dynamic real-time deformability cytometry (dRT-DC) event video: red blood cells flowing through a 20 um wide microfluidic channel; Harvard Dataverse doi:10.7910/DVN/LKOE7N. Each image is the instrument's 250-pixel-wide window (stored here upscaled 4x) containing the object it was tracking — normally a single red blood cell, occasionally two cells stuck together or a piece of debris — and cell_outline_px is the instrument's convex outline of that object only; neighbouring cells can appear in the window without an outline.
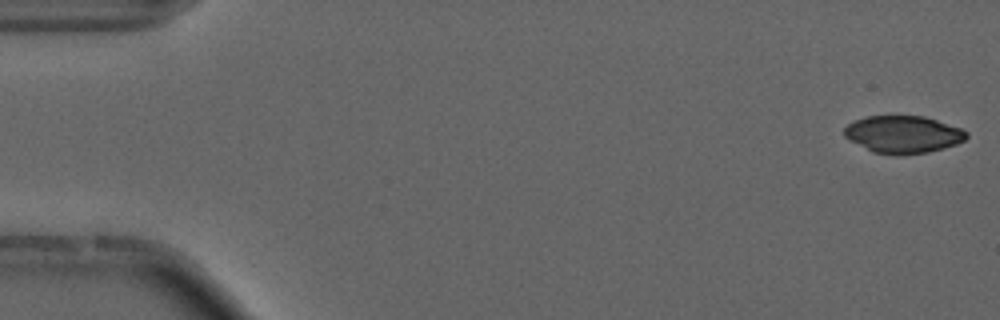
{"species": "common noctule bat (a hibernating species)", "species_latin": "Nyctalus noctula", "temperature_condition": "cold", "stored_images_in_passage": 54, "camera_frame_rate_fps": 3000, "um_per_image_px": 0.085, "animal": {"sex": "male", "forearm_length_mm": 52.5}, "frame": {"image": 1, "passage_image": 1, "time_ms": 0.0, "image_size_px": [1000, 320], "cell_outline_px": [[968, 136], [964, 140], [956, 144], [944, 148], [928, 152], [900, 156], [872, 152], [844, 136], [844, 128], [848, 124], [856, 120], [868, 116], [924, 116], [960, 128], [968, 132]], "centroid_in_image_um": [76.77, 11.44], "position_along_channel_um": 8.2, "area_um2": 26.53}}
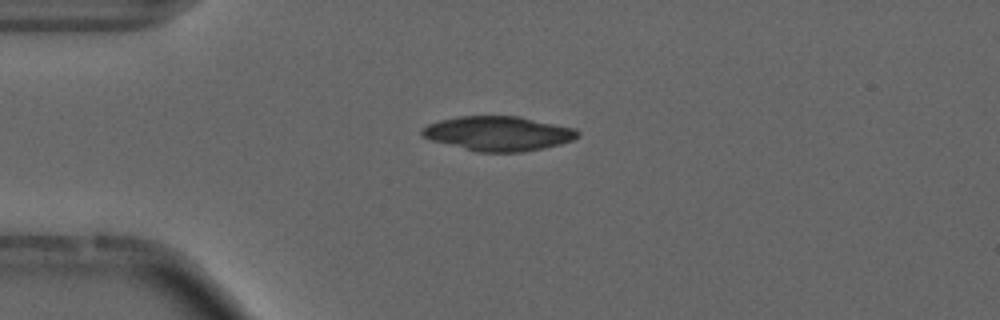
{"frame": {"image": 2, "passage_image": 13, "time_ms": 4.0, "image_size_px": [1000, 320], "cell_outline_px": [[580, 136], [572, 140], [560, 144], [544, 148], [520, 152], [476, 152], [432, 140], [424, 136], [420, 132], [420, 128], [428, 124], [440, 120], [460, 116], [520, 116], [576, 128], [580, 132]], "centroid_in_image_um": [42.38, 11.34], "position_along_channel_um": 42.6, "area_um2": 31.44}}